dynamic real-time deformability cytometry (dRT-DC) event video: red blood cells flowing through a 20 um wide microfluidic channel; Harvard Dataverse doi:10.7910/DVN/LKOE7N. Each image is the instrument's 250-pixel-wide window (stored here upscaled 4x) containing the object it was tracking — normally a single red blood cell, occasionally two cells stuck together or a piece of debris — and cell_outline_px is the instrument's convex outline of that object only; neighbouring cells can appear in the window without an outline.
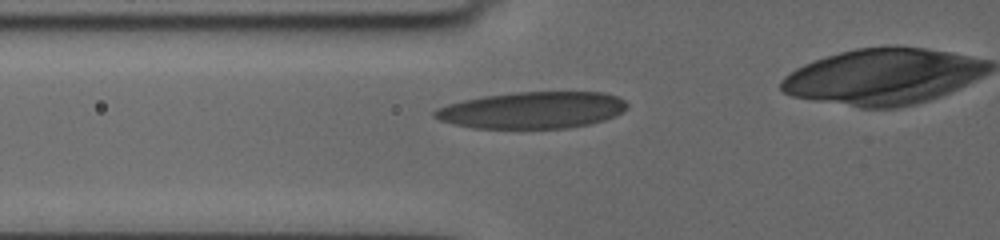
{"species": "human", "species_latin": "Homo sapiens", "temperature_condition": "cold", "stored_images_in_passage": 39, "camera_frame_rate_fps": 3000, "um_per_image_px": 0.085, "donor": {"sex": "female"}, "frame": {"image": 1, "passage_image": 9, "time_ms": 2.667, "image_size_px": [1000, 240], "cell_outline_px": [[628, 108], [616, 116], [592, 124], [568, 128], [472, 128], [452, 124], [440, 120], [432, 116], [432, 112], [436, 108], [448, 104], [464, 100], [484, 96], [512, 92], [604, 92], [616, 96], [624, 100], [628, 104]], "centroid_in_image_um": [45.26, 9.36], "position_along_channel_um": 80.5, "area_um2": 41.5}}
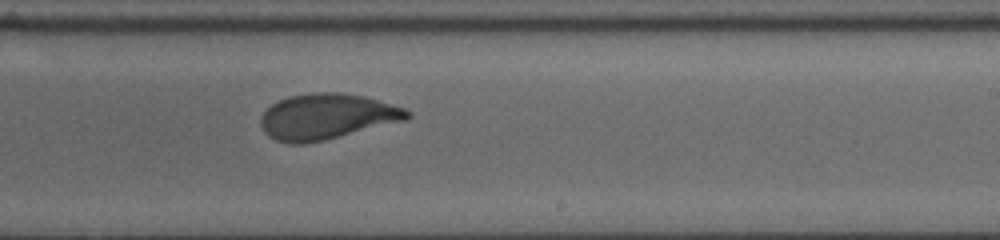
{"frame": {"image": 2, "passage_image": 24, "time_ms": 7.667, "image_size_px": [1000, 240], "cell_outline_px": [[412, 116], [404, 120], [324, 140], [304, 144], [288, 144], [276, 140], [268, 136], [264, 132], [260, 124], [260, 120], [264, 112], [272, 104], [288, 96], [316, 92], [340, 92], [364, 96], [404, 108], [412, 112]], "centroid_in_image_um": [27.75, 9.91], "position_along_channel_um": 261.2, "area_um2": 38.73}}
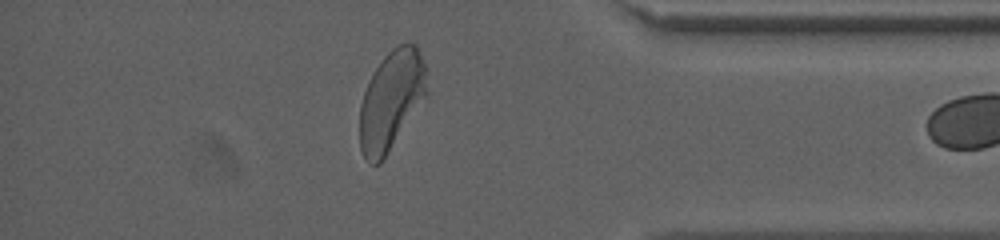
{"frame": {"image": 3, "passage_image": 37, "time_ms": 12.0, "image_size_px": [1000, 240], "cell_outline_px": [[428, 96], [380, 164], [372, 164], [364, 156], [360, 148], [360, 104], [364, 92], [376, 68], [384, 56], [396, 44], [416, 44], [424, 64], [428, 92]], "centroid_in_image_um": [33.28, 8.54], "position_along_channel_um": 401.9, "area_um2": 38.78}}